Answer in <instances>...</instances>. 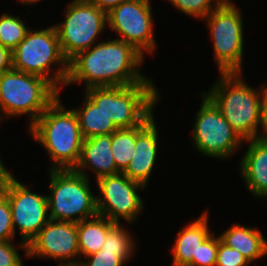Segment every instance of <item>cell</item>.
Returning <instances> with one entry per match:
<instances>
[{"mask_svg": "<svg viewBox=\"0 0 267 266\" xmlns=\"http://www.w3.org/2000/svg\"><path fill=\"white\" fill-rule=\"evenodd\" d=\"M143 57L132 45L122 40L100 42L69 61L65 85L84 81L88 89L144 83L148 78L139 72Z\"/></svg>", "mask_w": 267, "mask_h": 266, "instance_id": "cell-1", "label": "cell"}, {"mask_svg": "<svg viewBox=\"0 0 267 266\" xmlns=\"http://www.w3.org/2000/svg\"><path fill=\"white\" fill-rule=\"evenodd\" d=\"M29 132L51 156L55 165L51 169L75 168L84 138L75 112L66 110L59 97L29 126Z\"/></svg>", "mask_w": 267, "mask_h": 266, "instance_id": "cell-2", "label": "cell"}, {"mask_svg": "<svg viewBox=\"0 0 267 266\" xmlns=\"http://www.w3.org/2000/svg\"><path fill=\"white\" fill-rule=\"evenodd\" d=\"M221 78L205 93L218 107L233 130L245 141L260 138L262 128V89L255 90L241 73H221Z\"/></svg>", "mask_w": 267, "mask_h": 266, "instance_id": "cell-3", "label": "cell"}, {"mask_svg": "<svg viewBox=\"0 0 267 266\" xmlns=\"http://www.w3.org/2000/svg\"><path fill=\"white\" fill-rule=\"evenodd\" d=\"M151 80L128 86L91 87L86 95L101 108L118 128L141 125L159 101L158 90Z\"/></svg>", "mask_w": 267, "mask_h": 266, "instance_id": "cell-4", "label": "cell"}, {"mask_svg": "<svg viewBox=\"0 0 267 266\" xmlns=\"http://www.w3.org/2000/svg\"><path fill=\"white\" fill-rule=\"evenodd\" d=\"M58 97L47 79L13 68L0 73V108L8 117L29 113L31 126Z\"/></svg>", "mask_w": 267, "mask_h": 266, "instance_id": "cell-5", "label": "cell"}, {"mask_svg": "<svg viewBox=\"0 0 267 266\" xmlns=\"http://www.w3.org/2000/svg\"><path fill=\"white\" fill-rule=\"evenodd\" d=\"M11 54L13 69L47 79L58 90L65 86L69 61L61 50L54 26L35 32L29 29ZM55 63L62 64L61 68L50 76V66Z\"/></svg>", "mask_w": 267, "mask_h": 266, "instance_id": "cell-6", "label": "cell"}, {"mask_svg": "<svg viewBox=\"0 0 267 266\" xmlns=\"http://www.w3.org/2000/svg\"><path fill=\"white\" fill-rule=\"evenodd\" d=\"M49 171L50 220L79 223L98 215L97 197L90 190L87 177L73 169Z\"/></svg>", "mask_w": 267, "mask_h": 266, "instance_id": "cell-7", "label": "cell"}, {"mask_svg": "<svg viewBox=\"0 0 267 266\" xmlns=\"http://www.w3.org/2000/svg\"><path fill=\"white\" fill-rule=\"evenodd\" d=\"M220 73H242L243 20L238 8L224 0L206 18Z\"/></svg>", "mask_w": 267, "mask_h": 266, "instance_id": "cell-8", "label": "cell"}, {"mask_svg": "<svg viewBox=\"0 0 267 266\" xmlns=\"http://www.w3.org/2000/svg\"><path fill=\"white\" fill-rule=\"evenodd\" d=\"M65 21L55 25L61 50L70 61L93 47L96 37L107 25V13L90 0H74L67 6Z\"/></svg>", "mask_w": 267, "mask_h": 266, "instance_id": "cell-9", "label": "cell"}, {"mask_svg": "<svg viewBox=\"0 0 267 266\" xmlns=\"http://www.w3.org/2000/svg\"><path fill=\"white\" fill-rule=\"evenodd\" d=\"M0 190L7 196L12 212V224L21 232L23 247L27 256V245L50 221L47 196L30 191L29 187L17 181L9 173Z\"/></svg>", "mask_w": 267, "mask_h": 266, "instance_id": "cell-10", "label": "cell"}, {"mask_svg": "<svg viewBox=\"0 0 267 266\" xmlns=\"http://www.w3.org/2000/svg\"><path fill=\"white\" fill-rule=\"evenodd\" d=\"M202 97L192 134L195 147L203 155L227 158L239 148L243 140L204 92Z\"/></svg>", "mask_w": 267, "mask_h": 266, "instance_id": "cell-11", "label": "cell"}, {"mask_svg": "<svg viewBox=\"0 0 267 266\" xmlns=\"http://www.w3.org/2000/svg\"><path fill=\"white\" fill-rule=\"evenodd\" d=\"M152 14L149 0H130L107 13V25L144 56L156 47L152 32Z\"/></svg>", "mask_w": 267, "mask_h": 266, "instance_id": "cell-12", "label": "cell"}, {"mask_svg": "<svg viewBox=\"0 0 267 266\" xmlns=\"http://www.w3.org/2000/svg\"><path fill=\"white\" fill-rule=\"evenodd\" d=\"M96 181L103 196V199L97 197L98 215L113 223H120V218L129 223L136 220L143 208L137 191L144 185L129 179L124 173L104 176Z\"/></svg>", "mask_w": 267, "mask_h": 266, "instance_id": "cell-13", "label": "cell"}, {"mask_svg": "<svg viewBox=\"0 0 267 266\" xmlns=\"http://www.w3.org/2000/svg\"><path fill=\"white\" fill-rule=\"evenodd\" d=\"M78 255L77 223L74 222L50 220L27 245L28 257L54 258L62 261L61 266L79 265Z\"/></svg>", "mask_w": 267, "mask_h": 266, "instance_id": "cell-14", "label": "cell"}, {"mask_svg": "<svg viewBox=\"0 0 267 266\" xmlns=\"http://www.w3.org/2000/svg\"><path fill=\"white\" fill-rule=\"evenodd\" d=\"M158 132L153 113L137 126L134 154L123 172L129 179L146 186L157 156Z\"/></svg>", "mask_w": 267, "mask_h": 266, "instance_id": "cell-15", "label": "cell"}, {"mask_svg": "<svg viewBox=\"0 0 267 266\" xmlns=\"http://www.w3.org/2000/svg\"><path fill=\"white\" fill-rule=\"evenodd\" d=\"M111 142L112 134L84 139L79 161L73 170L88 178L83 169L90 167L96 173L97 180L104 176L121 173L113 158Z\"/></svg>", "mask_w": 267, "mask_h": 266, "instance_id": "cell-16", "label": "cell"}, {"mask_svg": "<svg viewBox=\"0 0 267 266\" xmlns=\"http://www.w3.org/2000/svg\"><path fill=\"white\" fill-rule=\"evenodd\" d=\"M245 141L249 147L240 162L242 176L255 197H267V139Z\"/></svg>", "mask_w": 267, "mask_h": 266, "instance_id": "cell-17", "label": "cell"}, {"mask_svg": "<svg viewBox=\"0 0 267 266\" xmlns=\"http://www.w3.org/2000/svg\"><path fill=\"white\" fill-rule=\"evenodd\" d=\"M207 221L206 212L179 231L172 247V266H192V260L198 259L200 245L211 235Z\"/></svg>", "mask_w": 267, "mask_h": 266, "instance_id": "cell-18", "label": "cell"}, {"mask_svg": "<svg viewBox=\"0 0 267 266\" xmlns=\"http://www.w3.org/2000/svg\"><path fill=\"white\" fill-rule=\"evenodd\" d=\"M220 239L228 247L242 253L249 263L267 254V240L259 230L251 227L235 224L224 231Z\"/></svg>", "mask_w": 267, "mask_h": 266, "instance_id": "cell-19", "label": "cell"}, {"mask_svg": "<svg viewBox=\"0 0 267 266\" xmlns=\"http://www.w3.org/2000/svg\"><path fill=\"white\" fill-rule=\"evenodd\" d=\"M84 99L82 110L73 109L78 118L80 131L84 139L97 135H109L118 129L106 113L87 95H85Z\"/></svg>", "mask_w": 267, "mask_h": 266, "instance_id": "cell-20", "label": "cell"}, {"mask_svg": "<svg viewBox=\"0 0 267 266\" xmlns=\"http://www.w3.org/2000/svg\"><path fill=\"white\" fill-rule=\"evenodd\" d=\"M114 224L101 215H96L93 219H85L77 223L80 255L86 257L101 250L107 233Z\"/></svg>", "mask_w": 267, "mask_h": 266, "instance_id": "cell-21", "label": "cell"}, {"mask_svg": "<svg viewBox=\"0 0 267 266\" xmlns=\"http://www.w3.org/2000/svg\"><path fill=\"white\" fill-rule=\"evenodd\" d=\"M137 126L117 129L112 133L111 151L117 169L123 173L128 167L134 154Z\"/></svg>", "mask_w": 267, "mask_h": 266, "instance_id": "cell-22", "label": "cell"}, {"mask_svg": "<svg viewBox=\"0 0 267 266\" xmlns=\"http://www.w3.org/2000/svg\"><path fill=\"white\" fill-rule=\"evenodd\" d=\"M28 30L19 16L6 13L0 16V44L11 52L24 39Z\"/></svg>", "mask_w": 267, "mask_h": 266, "instance_id": "cell-23", "label": "cell"}, {"mask_svg": "<svg viewBox=\"0 0 267 266\" xmlns=\"http://www.w3.org/2000/svg\"><path fill=\"white\" fill-rule=\"evenodd\" d=\"M128 230L115 223L108 231L102 245V251L110 252H133L134 243Z\"/></svg>", "mask_w": 267, "mask_h": 266, "instance_id": "cell-24", "label": "cell"}, {"mask_svg": "<svg viewBox=\"0 0 267 266\" xmlns=\"http://www.w3.org/2000/svg\"><path fill=\"white\" fill-rule=\"evenodd\" d=\"M173 6L177 7L186 15L198 18H206L215 8H217L224 0H169ZM214 1V7H212Z\"/></svg>", "mask_w": 267, "mask_h": 266, "instance_id": "cell-25", "label": "cell"}, {"mask_svg": "<svg viewBox=\"0 0 267 266\" xmlns=\"http://www.w3.org/2000/svg\"><path fill=\"white\" fill-rule=\"evenodd\" d=\"M133 252H110L99 250L86 256L89 260L80 261L79 266H123Z\"/></svg>", "mask_w": 267, "mask_h": 266, "instance_id": "cell-26", "label": "cell"}, {"mask_svg": "<svg viewBox=\"0 0 267 266\" xmlns=\"http://www.w3.org/2000/svg\"><path fill=\"white\" fill-rule=\"evenodd\" d=\"M212 233L201 245L198 251V259L192 260V266H216L218 237Z\"/></svg>", "mask_w": 267, "mask_h": 266, "instance_id": "cell-27", "label": "cell"}, {"mask_svg": "<svg viewBox=\"0 0 267 266\" xmlns=\"http://www.w3.org/2000/svg\"><path fill=\"white\" fill-rule=\"evenodd\" d=\"M14 235L11 207L7 196L0 190V242L12 240Z\"/></svg>", "mask_w": 267, "mask_h": 266, "instance_id": "cell-28", "label": "cell"}, {"mask_svg": "<svg viewBox=\"0 0 267 266\" xmlns=\"http://www.w3.org/2000/svg\"><path fill=\"white\" fill-rule=\"evenodd\" d=\"M248 260L239 251L228 247L218 236V251L216 266H246Z\"/></svg>", "mask_w": 267, "mask_h": 266, "instance_id": "cell-29", "label": "cell"}, {"mask_svg": "<svg viewBox=\"0 0 267 266\" xmlns=\"http://www.w3.org/2000/svg\"><path fill=\"white\" fill-rule=\"evenodd\" d=\"M0 266H23L22 258L12 240L0 242Z\"/></svg>", "mask_w": 267, "mask_h": 266, "instance_id": "cell-30", "label": "cell"}, {"mask_svg": "<svg viewBox=\"0 0 267 266\" xmlns=\"http://www.w3.org/2000/svg\"><path fill=\"white\" fill-rule=\"evenodd\" d=\"M12 68L11 51L0 44V73Z\"/></svg>", "mask_w": 267, "mask_h": 266, "instance_id": "cell-31", "label": "cell"}, {"mask_svg": "<svg viewBox=\"0 0 267 266\" xmlns=\"http://www.w3.org/2000/svg\"><path fill=\"white\" fill-rule=\"evenodd\" d=\"M265 87V88H264ZM262 88V134L261 138L267 139V86ZM264 132V133H263Z\"/></svg>", "mask_w": 267, "mask_h": 266, "instance_id": "cell-32", "label": "cell"}, {"mask_svg": "<svg viewBox=\"0 0 267 266\" xmlns=\"http://www.w3.org/2000/svg\"><path fill=\"white\" fill-rule=\"evenodd\" d=\"M96 7L108 13L111 9L117 7L123 2L130 0H90Z\"/></svg>", "mask_w": 267, "mask_h": 266, "instance_id": "cell-33", "label": "cell"}, {"mask_svg": "<svg viewBox=\"0 0 267 266\" xmlns=\"http://www.w3.org/2000/svg\"><path fill=\"white\" fill-rule=\"evenodd\" d=\"M10 172L7 171L6 167H4L2 161L0 160V188L3 185L5 177L9 174Z\"/></svg>", "mask_w": 267, "mask_h": 266, "instance_id": "cell-34", "label": "cell"}, {"mask_svg": "<svg viewBox=\"0 0 267 266\" xmlns=\"http://www.w3.org/2000/svg\"><path fill=\"white\" fill-rule=\"evenodd\" d=\"M18 1H22V4L26 3V5H28L29 3L32 4L34 2L41 1V0H18Z\"/></svg>", "mask_w": 267, "mask_h": 266, "instance_id": "cell-35", "label": "cell"}, {"mask_svg": "<svg viewBox=\"0 0 267 266\" xmlns=\"http://www.w3.org/2000/svg\"><path fill=\"white\" fill-rule=\"evenodd\" d=\"M58 266H61V265H58ZM66 266H79V265H66Z\"/></svg>", "mask_w": 267, "mask_h": 266, "instance_id": "cell-36", "label": "cell"}]
</instances>
